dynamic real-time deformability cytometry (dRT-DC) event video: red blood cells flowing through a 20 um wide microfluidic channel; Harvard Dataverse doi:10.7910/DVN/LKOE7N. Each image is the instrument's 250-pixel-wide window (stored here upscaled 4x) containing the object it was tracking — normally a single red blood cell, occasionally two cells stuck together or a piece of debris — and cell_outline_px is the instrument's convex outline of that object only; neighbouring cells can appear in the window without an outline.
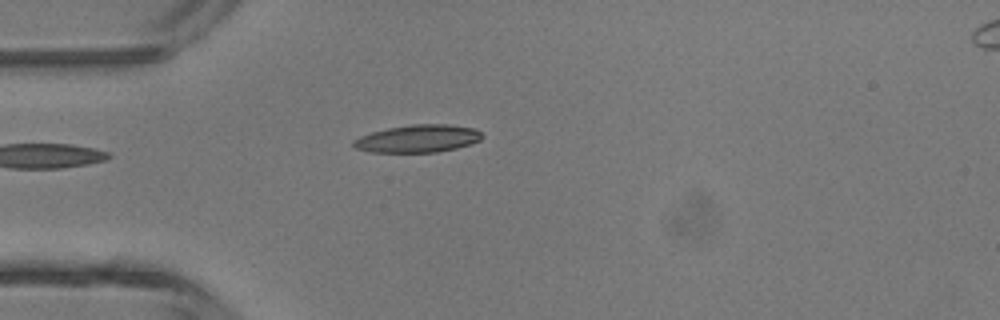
{"species": "common noctule bat (a hibernating species)", "species_latin": "Nyctalus noctula", "temperature_condition": "room temperature", "stored_images_in_passage": 3, "camera_frame_rate_fps": 3000, "um_per_image_px": 0.085, "animal": {"sex": "male", "body_mass_g": 13.3}, "frame": {"image": 1, "passage_image": 3, "time_ms": 0.667, "image_size_px": [1000, 320], "cell_outline_px": [[484, 136], [480, 140], [472, 144], [456, 148], [436, 152], [372, 152], [356, 148], [352, 144], [352, 140], [360, 136], [372, 132], [388, 128], [412, 124], [448, 124], [472, 128], [480, 132]], "centroid_in_image_um": [35.52, 11.78], "position_along_channel_um": 49.5, "area_um2": 20.63}}